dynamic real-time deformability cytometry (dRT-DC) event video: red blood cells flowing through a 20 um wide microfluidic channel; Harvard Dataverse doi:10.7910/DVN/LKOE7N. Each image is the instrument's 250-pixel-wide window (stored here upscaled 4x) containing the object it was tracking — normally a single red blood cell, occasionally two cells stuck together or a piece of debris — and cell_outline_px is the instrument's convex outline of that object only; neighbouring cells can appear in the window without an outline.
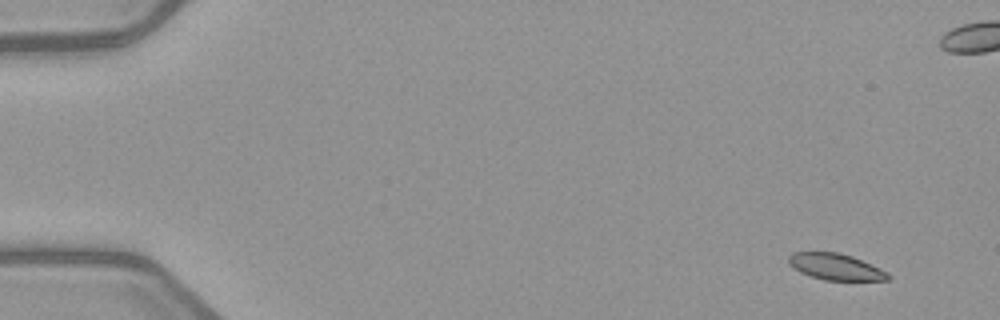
{"species": "common noctule bat (a hibernating species)", "species_latin": "Nyctalus noctula", "temperature_condition": "warm", "stored_images_in_passage": 9, "camera_frame_rate_fps": 3000, "um_per_image_px": 0.085, "animal": {"sex": "female", "body_mass_g": 21.9}, "frame": {"image": 1, "passage_image": 1, "time_ms": 0.0, "image_size_px": [1000, 320], "cell_outline_px": [[892, 276], [888, 280], [824, 280], [800, 272], [792, 268], [788, 264], [788, 256], [792, 252], [840, 252], [852, 256], [880, 268], [888, 272]], "centroid_in_image_um": [71.02, 22.67], "position_along_channel_um": 14.0, "area_um2": 15.37}}
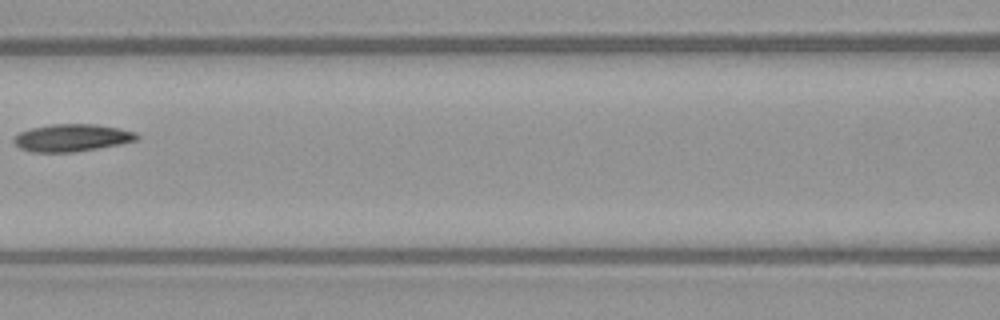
{"frame": {"image": 2, "passage_image": 8, "time_ms": 9.333, "image_size_px": [1000, 320], "cell_outline_px": [[140, 140], [100, 148], [72, 152], [32, 152], [20, 148], [12, 140], [12, 136], [20, 132], [32, 128], [52, 124], [96, 124], [120, 128], [136, 132], [140, 136]], "centroid_in_image_um": [6.15, 11.71], "position_along_channel_um": 160.5, "area_um2": 19.83}}
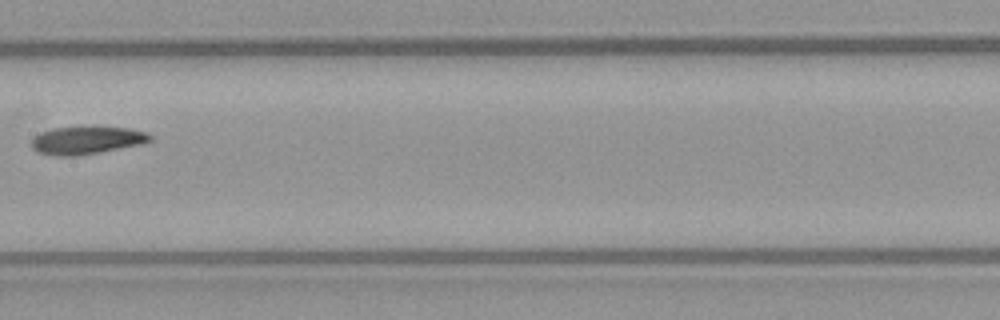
{"frame": {"image": 3, "passage_image": 9, "time_ms": 10.333, "image_size_px": [1000, 320], "cell_outline_px": [[152, 140], [140, 144], [100, 152], [76, 156], [56, 156], [36, 152], [32, 148], [32, 140], [40, 132], [52, 128], [128, 128], [148, 132], [152, 136]], "centroid_in_image_um": [7.35, 11.94], "position_along_channel_um": 200.0, "area_um2": 18.84}}